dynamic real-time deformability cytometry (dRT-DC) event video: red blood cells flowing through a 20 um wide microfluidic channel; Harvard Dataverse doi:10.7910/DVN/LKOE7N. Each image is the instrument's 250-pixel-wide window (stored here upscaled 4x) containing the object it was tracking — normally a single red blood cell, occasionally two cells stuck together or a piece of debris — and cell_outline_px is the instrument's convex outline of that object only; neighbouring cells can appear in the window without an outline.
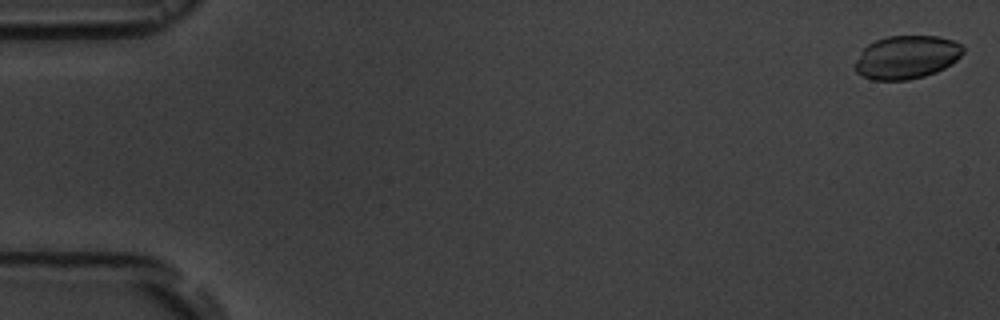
{"species": "common noctule bat (a hibernating species)", "species_latin": "Nyctalus noctula", "temperature_condition": "room temperature", "stored_images_in_passage": 6, "camera_frame_rate_fps": 3000, "um_per_image_px": 0.085, "animal": {"sex": "male", "body_mass_g": 19.5, "forearm_length_mm": 54.6}, "frame": {"image": 1, "passage_image": 1, "time_ms": 0.0, "image_size_px": [1000, 320], "cell_outline_px": [[964, 52], [952, 64], [936, 72], [924, 76], [908, 80], [872, 80], [856, 72], [856, 60], [860, 52], [868, 44], [876, 40], [888, 36], [940, 36], [956, 40], [964, 44]], "centroid_in_image_um": [77.11, 4.85], "position_along_channel_um": 7.9, "area_um2": 27.46}}
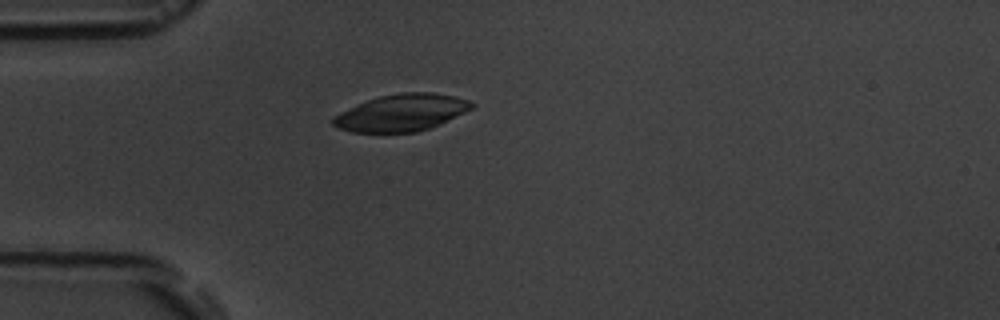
{"frame": {"image": 2, "passage_image": 5, "time_ms": 5.0, "image_size_px": [1000, 320], "cell_outline_px": [[476, 104], [472, 108], [464, 112], [428, 128], [416, 132], [352, 132], [340, 128], [332, 124], [332, 116], [340, 112], [368, 100], [380, 96], [400, 92], [432, 92], [452, 96], [468, 100]], "centroid_in_image_um": [34.1, 9.57], "position_along_channel_um": 50.9, "area_um2": 29.3}}